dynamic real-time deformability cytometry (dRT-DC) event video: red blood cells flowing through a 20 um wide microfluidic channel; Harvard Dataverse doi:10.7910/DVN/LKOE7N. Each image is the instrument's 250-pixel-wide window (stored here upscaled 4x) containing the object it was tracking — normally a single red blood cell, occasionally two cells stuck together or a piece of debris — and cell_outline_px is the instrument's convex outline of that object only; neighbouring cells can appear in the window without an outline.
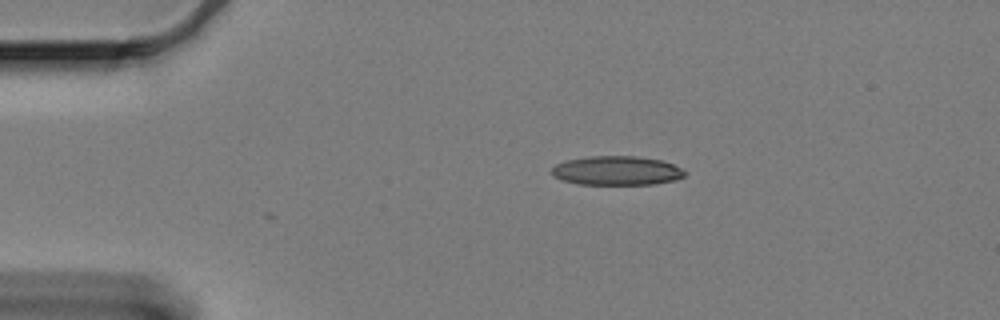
{"species": "Egyptian fruit bat (a non-hibernating species)", "species_latin": "Rousettus aegyptiacus", "temperature_condition": "cold", "stored_images_in_passage": 49, "camera_frame_rate_fps": 3000, "um_per_image_px": 0.085, "animal": {"sex": "female"}, "frame": {"image": 1, "passage_image": 1, "time_ms": 0.0, "image_size_px": [1000, 320], "cell_outline_px": [[688, 172], [684, 176], [676, 180], [652, 184], [580, 184], [564, 180], [552, 176], [552, 168], [556, 164], [568, 160], [588, 156], [636, 156], [660, 160], [672, 164]], "centroid_in_image_um": [52.44, 14.5], "position_along_channel_um": 32.6, "area_um2": 22.43}}
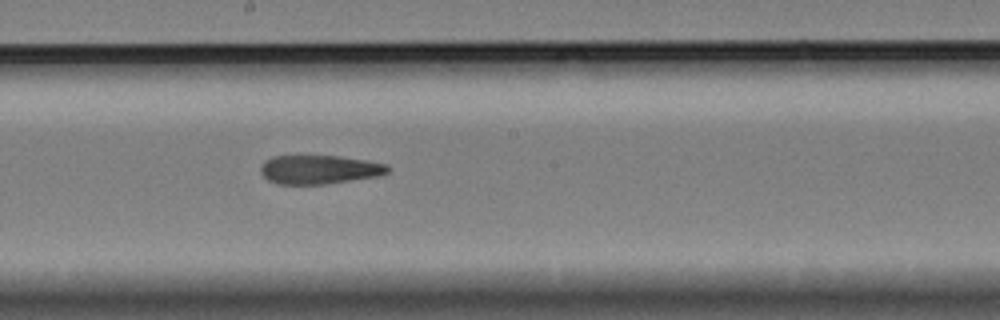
{"frame": {"image": 2, "passage_image": 22, "time_ms": 7.0, "image_size_px": [1000, 320], "cell_outline_px": [[392, 168], [388, 172], [380, 176], [324, 184], [276, 184], [268, 180], [260, 172], [260, 168], [264, 160], [272, 156], [340, 156], [388, 164]], "centroid_in_image_um": [27.15, 14.41], "position_along_channel_um": 221.1, "area_um2": 21.5}}
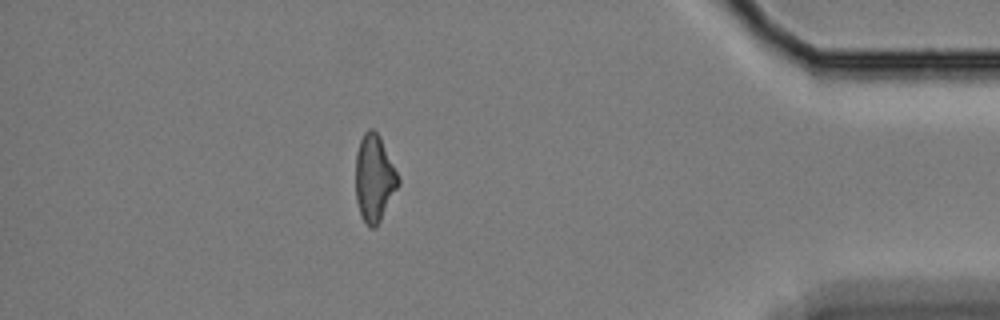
{"frame": {"image": 3, "passage_image": 42, "time_ms": 13.667, "image_size_px": [1000, 320], "cell_outline_px": [[400, 184], [376, 228], [368, 228], [360, 212], [356, 200], [356, 152], [360, 140], [364, 132], [368, 128], [372, 128], [380, 136], [400, 180]], "centroid_in_image_um": [31.81, 15.15], "position_along_channel_um": 403.4, "area_um2": 21.5}, "authors_computed_cell_mechanics": {"area_um2": 22.6576, "velocity_mm_per_s": 3.3336, "shape_relaxation_time_tau1_ms": 8.5121, "shape_relaxation_time_tau2_ms": 5.6975, "deformation_change_tau1": 0.198, "deformation_change_tau2": 0.1693}}